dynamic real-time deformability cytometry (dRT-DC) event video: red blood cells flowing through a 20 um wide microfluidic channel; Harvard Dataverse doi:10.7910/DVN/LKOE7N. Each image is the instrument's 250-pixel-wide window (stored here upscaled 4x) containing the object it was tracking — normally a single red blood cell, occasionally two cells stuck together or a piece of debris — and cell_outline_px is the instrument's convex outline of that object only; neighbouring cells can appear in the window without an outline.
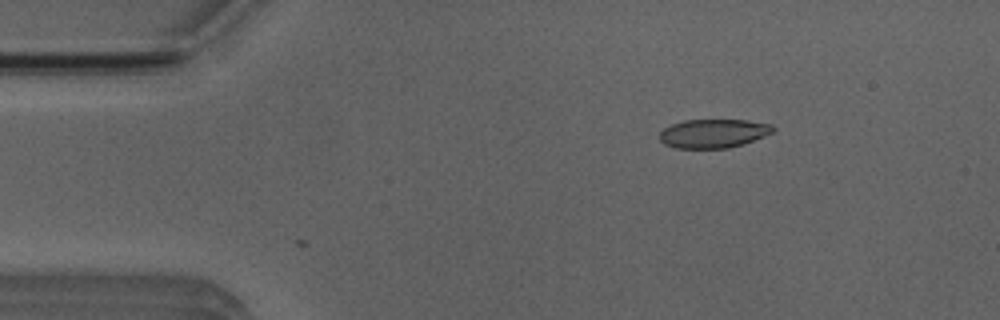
{"species": "Egyptian fruit bat (a non-hibernating species)", "species_latin": "Rousettus aegyptiacus", "temperature_condition": "room temperature", "stored_images_in_passage": 5, "camera_frame_rate_fps": 3000, "um_per_image_px": 0.085, "animal": {"sex": "male"}, "frame": {"image": 1, "passage_image": 3, "time_ms": 2.333, "image_size_px": [1000, 320], "cell_outline_px": [[776, 128], [772, 132], [764, 136], [744, 144], [728, 148], [676, 148], [664, 144], [660, 140], [660, 132], [664, 128], [672, 124], [684, 120], [748, 120], [772, 124]], "centroid_in_image_um": [60.65, 11.34], "position_along_channel_um": 24.3, "area_um2": 19.07}}
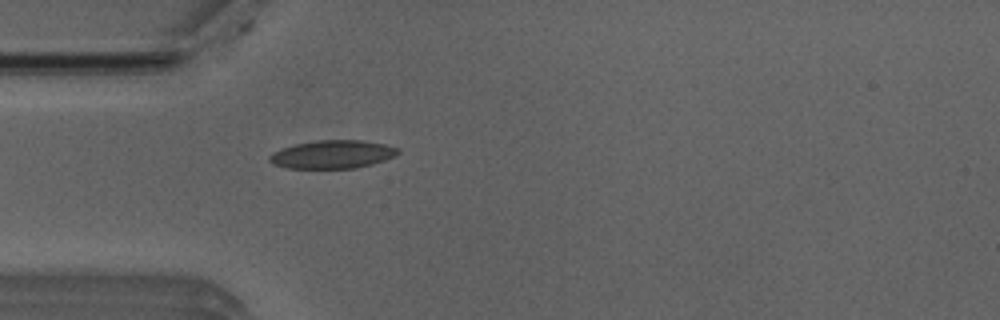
{"frame": {"image": 2, "passage_image": 5, "time_ms": 4.667, "image_size_px": [1000, 320], "cell_outline_px": [[400, 152], [384, 160], [372, 164], [356, 168], [288, 168], [272, 164], [268, 160], [268, 156], [272, 152], [280, 148], [292, 144], [316, 140], [364, 140], [384, 144], [400, 148]], "centroid_in_image_um": [28.21, 13.11], "position_along_channel_um": 56.8, "area_um2": 21.33}}